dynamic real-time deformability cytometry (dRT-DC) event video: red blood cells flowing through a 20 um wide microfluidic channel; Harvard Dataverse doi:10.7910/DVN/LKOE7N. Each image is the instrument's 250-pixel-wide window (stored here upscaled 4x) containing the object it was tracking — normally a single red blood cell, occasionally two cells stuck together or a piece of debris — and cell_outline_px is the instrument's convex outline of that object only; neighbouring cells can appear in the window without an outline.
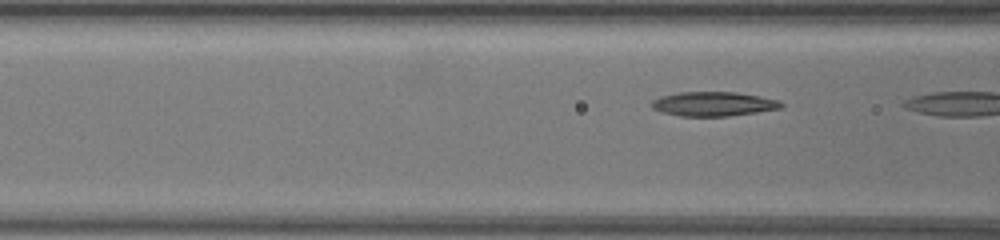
{"species": "common noctule bat (a hibernating species)", "species_latin": "Nyctalus noctula", "temperature_condition": "warm", "stored_images_in_passage": 9, "camera_frame_rate_fps": 3000, "um_per_image_px": 0.085, "animal": {"sex": "female", "body_mass_g": 19.5, "forearm_length_mm": 54.1}, "frame": {"image": 1, "passage_image": 8, "time_ms": 2.333, "image_size_px": [1000, 240], "cell_outline_px": [[784, 104], [780, 108], [756, 112], [728, 116], [680, 116], [660, 112], [652, 108], [652, 100], [660, 96], [680, 92], [736, 92], [760, 96], [780, 100]], "centroid_in_image_um": [60.63, 8.83], "position_along_channel_um": 106.0, "area_um2": 18.38}}